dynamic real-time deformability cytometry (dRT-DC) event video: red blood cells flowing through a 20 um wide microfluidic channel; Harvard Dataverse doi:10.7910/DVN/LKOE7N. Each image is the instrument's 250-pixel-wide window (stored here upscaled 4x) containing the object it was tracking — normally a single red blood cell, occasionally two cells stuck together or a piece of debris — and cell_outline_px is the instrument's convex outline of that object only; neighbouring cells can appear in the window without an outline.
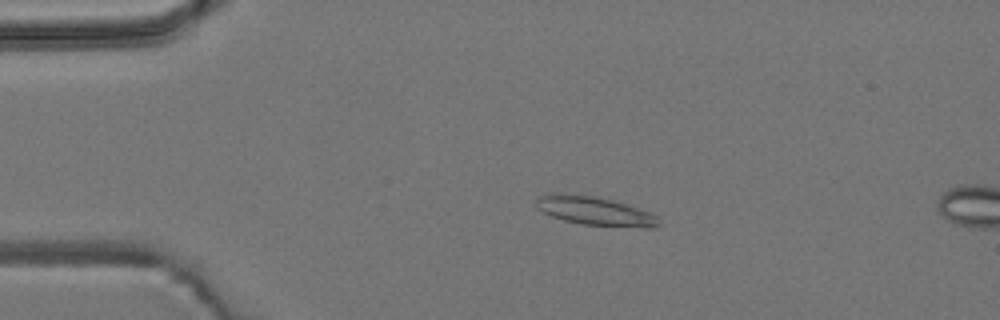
{"species": "common noctule bat (a hibernating species)", "species_latin": "Nyctalus noctula", "temperature_condition": "room temperature", "stored_images_in_passage": 4, "camera_frame_rate_fps": 3000, "um_per_image_px": 0.085, "animal": {"sex": "male", "body_mass_g": 19.2, "forearm_length_mm": 51.8}, "frame": {"image": 1, "passage_image": 3, "time_ms": 2.333, "image_size_px": [1000, 320], "cell_outline_px": [[660, 224], [652, 228], [648, 228], [580, 224], [564, 220], [552, 216], [536, 208], [536, 200], [540, 196], [552, 192], [564, 192], [596, 196], [612, 200], [648, 212], [656, 216]], "centroid_in_image_um": [50.5, 17.92], "position_along_channel_um": 34.5, "area_um2": 20.52}}